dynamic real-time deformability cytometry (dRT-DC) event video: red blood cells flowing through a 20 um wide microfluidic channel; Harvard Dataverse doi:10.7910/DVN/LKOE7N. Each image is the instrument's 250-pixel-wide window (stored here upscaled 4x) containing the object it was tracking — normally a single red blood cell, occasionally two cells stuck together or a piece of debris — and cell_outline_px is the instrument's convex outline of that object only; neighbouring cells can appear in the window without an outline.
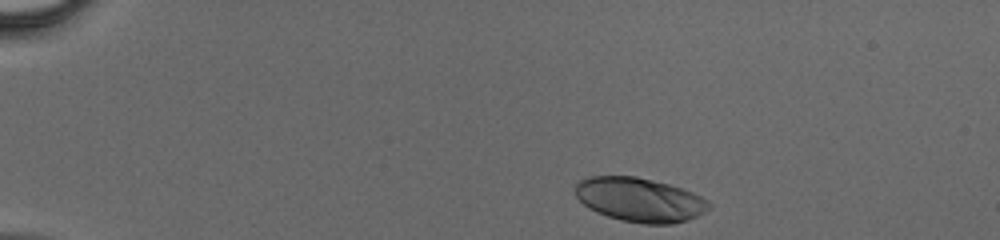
{"species": "human", "species_latin": "Homo sapiens", "temperature_condition": "cold", "stored_images_in_passage": 39, "camera_frame_rate_fps": 3000, "um_per_image_px": 0.085, "donor": {"sex": "male"}, "frame": {"image": 1, "passage_image": 1, "time_ms": 0.0, "image_size_px": [1000, 240], "cell_outline_px": [[712, 204], [704, 212], [688, 220], [672, 224], [644, 224], [620, 220], [596, 212], [588, 208], [576, 196], [576, 184], [580, 180], [588, 176], [636, 176], [668, 184], [692, 192], [708, 200]], "centroid_in_image_um": [54.37, 16.98], "position_along_channel_um": 30.6, "area_um2": 34.28}}
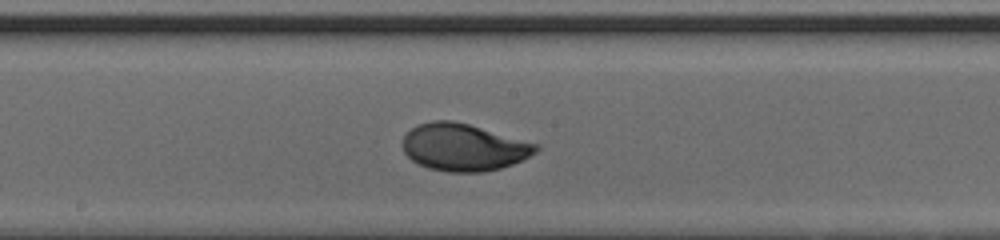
{"frame": {"image": 2, "passage_image": 19, "time_ms": 6.0, "image_size_px": [1000, 240], "cell_outline_px": [[540, 148], [536, 152], [512, 164], [500, 168], [484, 172], [448, 172], [428, 168], [412, 160], [404, 152], [400, 144], [404, 136], [416, 124], [432, 120], [452, 120], [468, 124], [540, 144]], "centroid_in_image_um": [39.38, 12.51], "position_along_channel_um": 208.8, "area_um2": 36.76}}
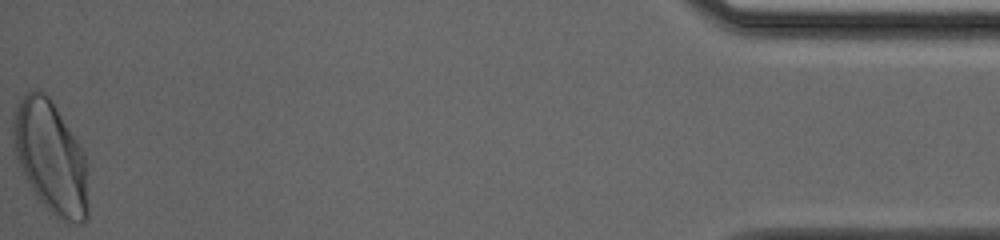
{"frame": {"image": 3, "passage_image": 39, "time_ms": 12.667, "image_size_px": [1000, 240], "cell_outline_px": [[88, 216], [80, 224], [76, 224], [60, 220], [36, 196], [16, 156], [12, 136], [12, 116], [24, 92], [36, 88], [44, 92], [48, 96], [56, 108], [84, 152], [88, 204]], "centroid_in_image_um": [4.29, 13.34], "position_along_channel_um": 430.9, "area_um2": 48.49}}